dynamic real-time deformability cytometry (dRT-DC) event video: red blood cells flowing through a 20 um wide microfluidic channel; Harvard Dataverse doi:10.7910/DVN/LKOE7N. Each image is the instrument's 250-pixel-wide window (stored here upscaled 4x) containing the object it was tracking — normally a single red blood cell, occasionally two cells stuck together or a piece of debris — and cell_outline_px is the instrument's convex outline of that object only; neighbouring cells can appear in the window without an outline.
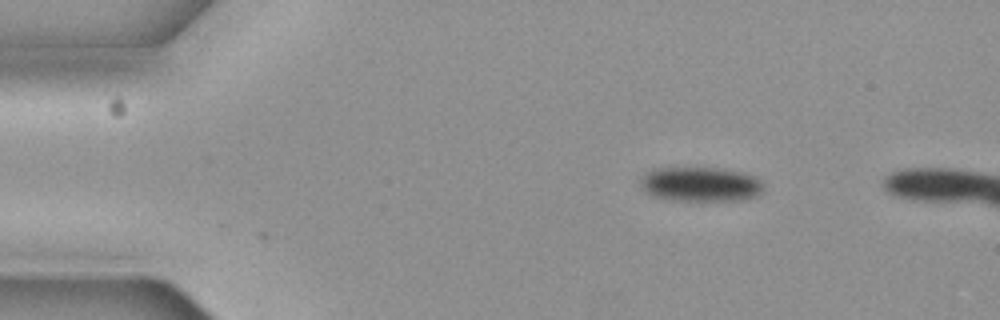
{"species": "common noctule bat (a hibernating species)", "species_latin": "Nyctalus noctula", "temperature_condition": "cold", "stored_images_in_passage": 4, "camera_frame_rate_fps": 3000, "um_per_image_px": 0.085, "animal": {"sex": "female", "body_mass_g": 19.3, "forearm_length_mm": 54.1}, "frame": {"image": 1, "passage_image": 2, "time_ms": 0.333, "image_size_px": [1000, 320], "cell_outline_px": [[760, 192], [756, 196], [740, 200], [672, 200], [652, 196], [640, 184], [640, 180], [644, 172], [652, 168], [724, 168], [744, 172], [752, 176], [760, 184]], "centroid_in_image_um": [59.47, 15.64], "position_along_channel_um": 25.5, "area_um2": 24.51}}